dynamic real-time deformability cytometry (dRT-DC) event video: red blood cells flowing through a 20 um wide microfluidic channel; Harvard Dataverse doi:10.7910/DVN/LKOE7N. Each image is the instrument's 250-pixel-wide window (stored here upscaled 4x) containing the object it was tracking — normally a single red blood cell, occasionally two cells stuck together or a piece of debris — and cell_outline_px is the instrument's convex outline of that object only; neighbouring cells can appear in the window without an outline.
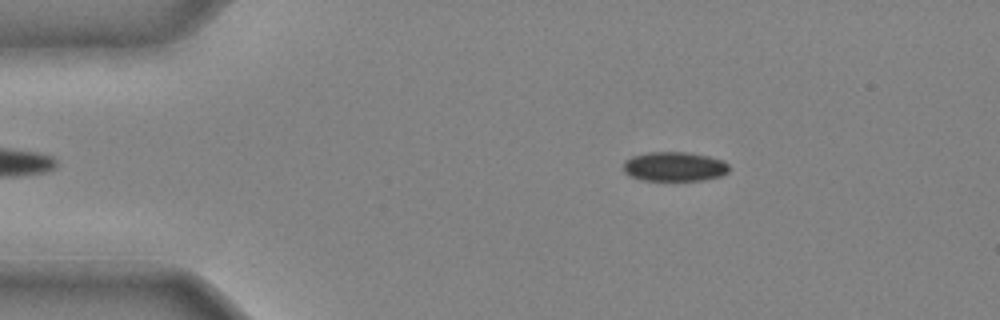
{"species": "common noctule bat (a hibernating species)", "species_latin": "Nyctalus noctula", "temperature_condition": "cold", "stored_images_in_passage": 38, "camera_frame_rate_fps": 3000, "um_per_image_px": 0.085, "animal": {"sex": "male", "body_mass_g": 20.4}, "frame": {"image": 1, "passage_image": 3, "time_ms": 0.667, "image_size_px": [1000, 320], "cell_outline_px": [[728, 172], [720, 176], [700, 180], [644, 180], [628, 176], [624, 172], [624, 160], [632, 156], [648, 152], [688, 152], [708, 156], [724, 160], [728, 164]], "centroid_in_image_um": [57.3, 14.15], "position_along_channel_um": 27.7, "area_um2": 18.15}}
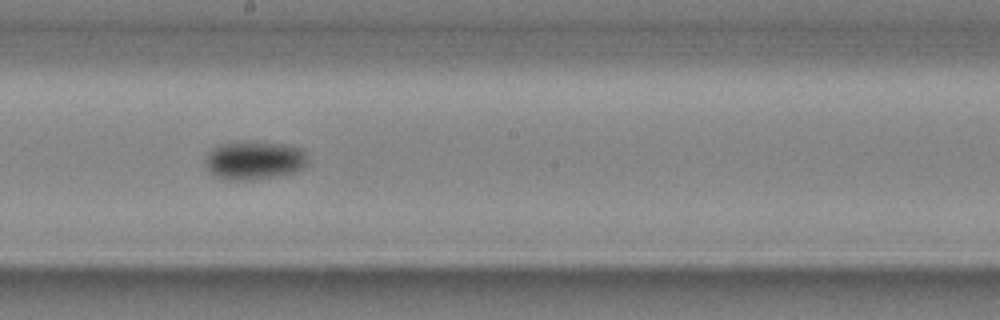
{"frame": {"image": 2, "passage_image": 20, "time_ms": 6.333, "image_size_px": [1000, 320], "cell_outline_px": [[308, 164], [304, 168], [296, 172], [276, 176], [252, 180], [236, 180], [216, 176], [208, 172], [208, 152], [212, 148], [220, 144], [244, 140], [252, 140], [284, 144], [304, 148], [308, 160]], "centroid_in_image_um": [21.69, 13.6], "position_along_channel_um": 226.5, "area_um2": 23.35}}
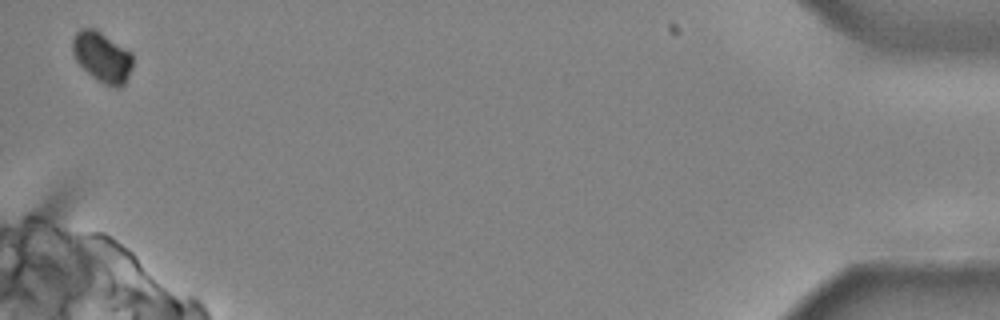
{"frame": {"image": 3, "passage_image": 38, "time_ms": 12.333, "image_size_px": [1000, 320], "cell_outline_px": [[132, 68], [124, 84], [120, 88], [116, 88], [104, 84], [92, 76], [76, 60], [72, 52], [72, 40], [76, 32], [80, 28], [92, 28], [100, 32], [132, 52]], "centroid_in_image_um": [8.69, 4.85], "position_along_channel_um": 426.5, "area_um2": 17.51}}